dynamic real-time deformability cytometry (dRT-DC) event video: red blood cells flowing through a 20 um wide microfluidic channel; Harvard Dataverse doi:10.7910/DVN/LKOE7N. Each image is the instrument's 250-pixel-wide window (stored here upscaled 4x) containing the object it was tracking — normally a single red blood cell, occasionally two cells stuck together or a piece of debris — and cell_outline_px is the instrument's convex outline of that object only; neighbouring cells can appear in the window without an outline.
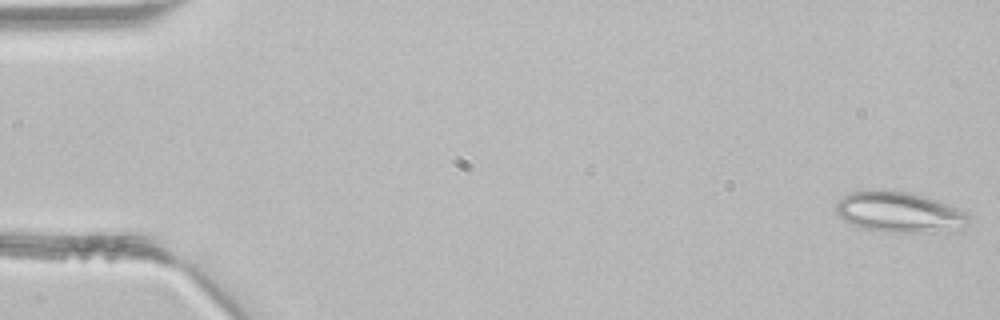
{"species": "common noctule bat (a hibernating species)", "species_latin": "Nyctalus noctula", "temperature_condition": "room temperature", "stored_images_in_passage": 4, "camera_frame_rate_fps": 3000, "um_per_image_px": 0.085, "animal": {"sex": "male", "body_mass_g": 21.5, "forearm_length_mm": 52.0}, "frame": {"image": 1, "passage_image": 1, "time_ms": 0.0, "image_size_px": [1000, 320], "cell_outline_px": [[972, 216], [968, 224], [932, 232], [888, 232], [864, 228], [852, 224], [844, 220], [836, 212], [836, 204], [848, 192], [868, 188], [880, 188], [904, 192], [936, 200], [956, 208]], "centroid_in_image_um": [76.35, 18.0], "position_along_channel_um": 8.7, "area_um2": 31.04}}